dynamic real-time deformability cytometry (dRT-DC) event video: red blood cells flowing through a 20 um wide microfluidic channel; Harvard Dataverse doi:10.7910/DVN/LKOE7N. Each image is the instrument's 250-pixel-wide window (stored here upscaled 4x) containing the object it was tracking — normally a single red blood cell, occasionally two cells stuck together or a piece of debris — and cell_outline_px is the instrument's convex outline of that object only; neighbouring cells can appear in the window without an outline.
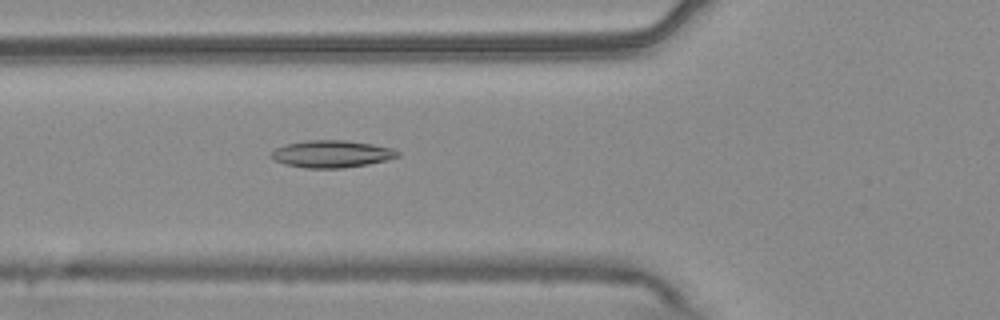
{"species": "common noctule bat (a hibernating species)", "species_latin": "Nyctalus noctula", "temperature_condition": "warm", "stored_images_in_passage": 45, "camera_frame_rate_fps": 3000, "um_per_image_px": 0.085, "animal": {"sex": "male", "body_mass_g": 20.4}, "frame": {"image": 1, "passage_image": 11, "time_ms": 3.333, "image_size_px": [1000, 320], "cell_outline_px": [[400, 156], [368, 164], [344, 168], [304, 168], [284, 164], [272, 160], [272, 152], [276, 148], [284, 144], [308, 140], [344, 140], [372, 144], [392, 148], [400, 152]], "centroid_in_image_um": [28.17, 13.09], "position_along_channel_um": 97.6, "area_um2": 20.06}}
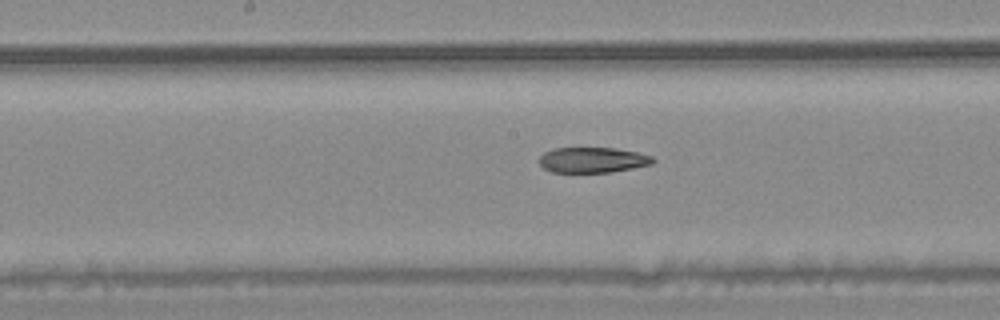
{"frame": {"image": 2, "passage_image": 19, "time_ms": 6.0, "image_size_px": [1000, 320], "cell_outline_px": [[656, 160], [652, 164], [612, 172], [552, 172], [544, 168], [540, 164], [540, 156], [544, 152], [552, 148], [616, 148], [636, 152], [652, 156]], "centroid_in_image_um": [50.38, 13.59], "position_along_channel_um": 197.8, "area_um2": 16.82}}
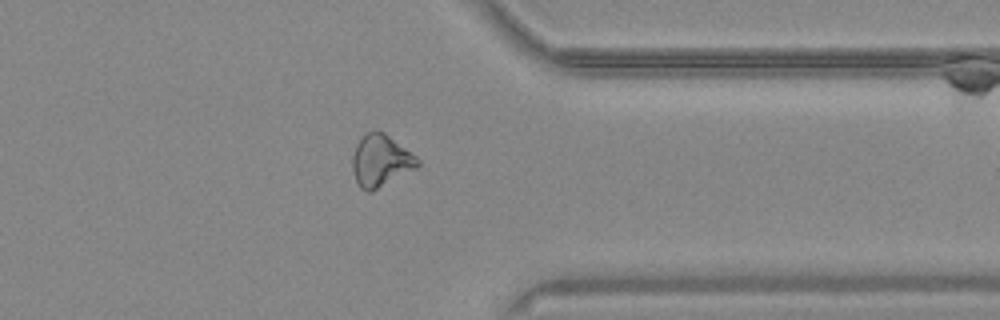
{"frame": {"image": 3, "passage_image": 34, "time_ms": 11.0, "image_size_px": [1000, 320], "cell_outline_px": [[420, 164], [416, 168], [372, 192], [368, 192], [360, 188], [356, 180], [352, 168], [352, 156], [356, 144], [360, 136], [364, 132], [384, 132], [416, 156], [420, 160]], "centroid_in_image_um": [32.34, 13.66], "position_along_channel_um": 379.1, "area_um2": 19.71}, "authors_computed_cell_mechanics": {"area_um2": 19.074, "velocity_mm_per_s": 3.7575, "shape_relaxation_time_tau1_ms": null, "shape_relaxation_time_tau2_ms": 5.7912, "deformation_change_tau1": null, "deformation_change_tau2": 0.1462}}